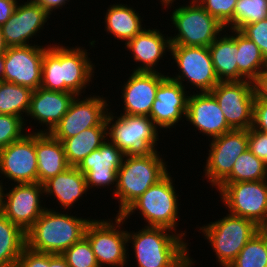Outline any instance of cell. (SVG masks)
I'll return each mask as SVG.
<instances>
[{
    "label": "cell",
    "mask_w": 267,
    "mask_h": 267,
    "mask_svg": "<svg viewBox=\"0 0 267 267\" xmlns=\"http://www.w3.org/2000/svg\"><path fill=\"white\" fill-rule=\"evenodd\" d=\"M18 0H0V26H2L13 14Z\"/></svg>",
    "instance_id": "cell-44"
},
{
    "label": "cell",
    "mask_w": 267,
    "mask_h": 267,
    "mask_svg": "<svg viewBox=\"0 0 267 267\" xmlns=\"http://www.w3.org/2000/svg\"><path fill=\"white\" fill-rule=\"evenodd\" d=\"M160 29L144 28L125 48L131 52L133 60L139 66L134 68L133 72H160L155 69L159 61L167 52H170L171 42L168 35L165 37Z\"/></svg>",
    "instance_id": "cell-23"
},
{
    "label": "cell",
    "mask_w": 267,
    "mask_h": 267,
    "mask_svg": "<svg viewBox=\"0 0 267 267\" xmlns=\"http://www.w3.org/2000/svg\"><path fill=\"white\" fill-rule=\"evenodd\" d=\"M76 95L72 92H57L41 87L33 90L26 117L47 129L37 130L36 133H50L67 113L69 106Z\"/></svg>",
    "instance_id": "cell-22"
},
{
    "label": "cell",
    "mask_w": 267,
    "mask_h": 267,
    "mask_svg": "<svg viewBox=\"0 0 267 267\" xmlns=\"http://www.w3.org/2000/svg\"><path fill=\"white\" fill-rule=\"evenodd\" d=\"M114 115L109 111L106 116L107 137L125 155L157 150L159 128L149 116Z\"/></svg>",
    "instance_id": "cell-7"
},
{
    "label": "cell",
    "mask_w": 267,
    "mask_h": 267,
    "mask_svg": "<svg viewBox=\"0 0 267 267\" xmlns=\"http://www.w3.org/2000/svg\"><path fill=\"white\" fill-rule=\"evenodd\" d=\"M252 128L267 133V101L255 99Z\"/></svg>",
    "instance_id": "cell-43"
},
{
    "label": "cell",
    "mask_w": 267,
    "mask_h": 267,
    "mask_svg": "<svg viewBox=\"0 0 267 267\" xmlns=\"http://www.w3.org/2000/svg\"><path fill=\"white\" fill-rule=\"evenodd\" d=\"M267 18V0H238L233 20L225 27L240 30L244 25L259 22ZM229 27V28H228Z\"/></svg>",
    "instance_id": "cell-35"
},
{
    "label": "cell",
    "mask_w": 267,
    "mask_h": 267,
    "mask_svg": "<svg viewBox=\"0 0 267 267\" xmlns=\"http://www.w3.org/2000/svg\"><path fill=\"white\" fill-rule=\"evenodd\" d=\"M239 31L253 41L267 59V18L259 22L246 24Z\"/></svg>",
    "instance_id": "cell-40"
},
{
    "label": "cell",
    "mask_w": 267,
    "mask_h": 267,
    "mask_svg": "<svg viewBox=\"0 0 267 267\" xmlns=\"http://www.w3.org/2000/svg\"><path fill=\"white\" fill-rule=\"evenodd\" d=\"M7 46L4 42L3 35H2V29L0 26V55H4L6 53Z\"/></svg>",
    "instance_id": "cell-49"
},
{
    "label": "cell",
    "mask_w": 267,
    "mask_h": 267,
    "mask_svg": "<svg viewBox=\"0 0 267 267\" xmlns=\"http://www.w3.org/2000/svg\"><path fill=\"white\" fill-rule=\"evenodd\" d=\"M218 189L228 212L259 225L267 218V179L221 183Z\"/></svg>",
    "instance_id": "cell-10"
},
{
    "label": "cell",
    "mask_w": 267,
    "mask_h": 267,
    "mask_svg": "<svg viewBox=\"0 0 267 267\" xmlns=\"http://www.w3.org/2000/svg\"><path fill=\"white\" fill-rule=\"evenodd\" d=\"M180 5L171 12L172 26L177 34L170 36L171 45L209 47L225 27L211 16L197 0ZM224 30V31H223Z\"/></svg>",
    "instance_id": "cell-6"
},
{
    "label": "cell",
    "mask_w": 267,
    "mask_h": 267,
    "mask_svg": "<svg viewBox=\"0 0 267 267\" xmlns=\"http://www.w3.org/2000/svg\"><path fill=\"white\" fill-rule=\"evenodd\" d=\"M26 247V232L0 212V267H16Z\"/></svg>",
    "instance_id": "cell-31"
},
{
    "label": "cell",
    "mask_w": 267,
    "mask_h": 267,
    "mask_svg": "<svg viewBox=\"0 0 267 267\" xmlns=\"http://www.w3.org/2000/svg\"><path fill=\"white\" fill-rule=\"evenodd\" d=\"M16 267H49V254L24 248Z\"/></svg>",
    "instance_id": "cell-42"
},
{
    "label": "cell",
    "mask_w": 267,
    "mask_h": 267,
    "mask_svg": "<svg viewBox=\"0 0 267 267\" xmlns=\"http://www.w3.org/2000/svg\"><path fill=\"white\" fill-rule=\"evenodd\" d=\"M89 96L83 99L80 95L74 97L67 113L50 132L54 138L63 142L88 128L107 126L106 116L111 110L108 99L92 94Z\"/></svg>",
    "instance_id": "cell-12"
},
{
    "label": "cell",
    "mask_w": 267,
    "mask_h": 267,
    "mask_svg": "<svg viewBox=\"0 0 267 267\" xmlns=\"http://www.w3.org/2000/svg\"><path fill=\"white\" fill-rule=\"evenodd\" d=\"M125 154L109 139L98 149L86 156L77 166L86 178L87 189H98L106 186L116 189L117 172L121 167Z\"/></svg>",
    "instance_id": "cell-18"
},
{
    "label": "cell",
    "mask_w": 267,
    "mask_h": 267,
    "mask_svg": "<svg viewBox=\"0 0 267 267\" xmlns=\"http://www.w3.org/2000/svg\"><path fill=\"white\" fill-rule=\"evenodd\" d=\"M107 126L88 128L62 143L69 166L77 167L81 161L107 140Z\"/></svg>",
    "instance_id": "cell-29"
},
{
    "label": "cell",
    "mask_w": 267,
    "mask_h": 267,
    "mask_svg": "<svg viewBox=\"0 0 267 267\" xmlns=\"http://www.w3.org/2000/svg\"><path fill=\"white\" fill-rule=\"evenodd\" d=\"M114 220L92 219L85 230L84 237L89 241L100 267H124L128 263L127 230L120 227L125 219L116 214Z\"/></svg>",
    "instance_id": "cell-8"
},
{
    "label": "cell",
    "mask_w": 267,
    "mask_h": 267,
    "mask_svg": "<svg viewBox=\"0 0 267 267\" xmlns=\"http://www.w3.org/2000/svg\"><path fill=\"white\" fill-rule=\"evenodd\" d=\"M169 53L179 69L177 75L169 77L185 89L184 82L199 89V93L210 92L220 82L208 47L171 45Z\"/></svg>",
    "instance_id": "cell-9"
},
{
    "label": "cell",
    "mask_w": 267,
    "mask_h": 267,
    "mask_svg": "<svg viewBox=\"0 0 267 267\" xmlns=\"http://www.w3.org/2000/svg\"><path fill=\"white\" fill-rule=\"evenodd\" d=\"M41 88L64 92L63 73V45H53L51 43L44 52L42 60V82Z\"/></svg>",
    "instance_id": "cell-33"
},
{
    "label": "cell",
    "mask_w": 267,
    "mask_h": 267,
    "mask_svg": "<svg viewBox=\"0 0 267 267\" xmlns=\"http://www.w3.org/2000/svg\"><path fill=\"white\" fill-rule=\"evenodd\" d=\"M235 43L238 72L245 80L254 82L267 69V59L259 47L239 30H235Z\"/></svg>",
    "instance_id": "cell-30"
},
{
    "label": "cell",
    "mask_w": 267,
    "mask_h": 267,
    "mask_svg": "<svg viewBox=\"0 0 267 267\" xmlns=\"http://www.w3.org/2000/svg\"><path fill=\"white\" fill-rule=\"evenodd\" d=\"M23 3L17 4L11 17L1 26L7 47L34 45L29 40L45 29V23L51 17L38 3L30 0Z\"/></svg>",
    "instance_id": "cell-17"
},
{
    "label": "cell",
    "mask_w": 267,
    "mask_h": 267,
    "mask_svg": "<svg viewBox=\"0 0 267 267\" xmlns=\"http://www.w3.org/2000/svg\"><path fill=\"white\" fill-rule=\"evenodd\" d=\"M172 232V233H171ZM164 227H146L139 231H127V243L132 244L138 267H192L186 232ZM194 261V262H193Z\"/></svg>",
    "instance_id": "cell-1"
},
{
    "label": "cell",
    "mask_w": 267,
    "mask_h": 267,
    "mask_svg": "<svg viewBox=\"0 0 267 267\" xmlns=\"http://www.w3.org/2000/svg\"><path fill=\"white\" fill-rule=\"evenodd\" d=\"M122 87L123 113L150 116L160 82L167 76L161 72H132Z\"/></svg>",
    "instance_id": "cell-20"
},
{
    "label": "cell",
    "mask_w": 267,
    "mask_h": 267,
    "mask_svg": "<svg viewBox=\"0 0 267 267\" xmlns=\"http://www.w3.org/2000/svg\"><path fill=\"white\" fill-rule=\"evenodd\" d=\"M249 150L267 165V133L248 129Z\"/></svg>",
    "instance_id": "cell-41"
},
{
    "label": "cell",
    "mask_w": 267,
    "mask_h": 267,
    "mask_svg": "<svg viewBox=\"0 0 267 267\" xmlns=\"http://www.w3.org/2000/svg\"><path fill=\"white\" fill-rule=\"evenodd\" d=\"M87 51L83 46H63L64 92L83 96L81 93H85V88L92 82L96 66L90 61Z\"/></svg>",
    "instance_id": "cell-24"
},
{
    "label": "cell",
    "mask_w": 267,
    "mask_h": 267,
    "mask_svg": "<svg viewBox=\"0 0 267 267\" xmlns=\"http://www.w3.org/2000/svg\"><path fill=\"white\" fill-rule=\"evenodd\" d=\"M1 177V176H0ZM3 182L2 179L0 180V212L2 210L3 207V203H4V194H5V190H7V188L3 187ZM5 189V190H4Z\"/></svg>",
    "instance_id": "cell-50"
},
{
    "label": "cell",
    "mask_w": 267,
    "mask_h": 267,
    "mask_svg": "<svg viewBox=\"0 0 267 267\" xmlns=\"http://www.w3.org/2000/svg\"><path fill=\"white\" fill-rule=\"evenodd\" d=\"M11 185L4 194L1 213L26 232L47 208L41 205L44 188L38 182Z\"/></svg>",
    "instance_id": "cell-16"
},
{
    "label": "cell",
    "mask_w": 267,
    "mask_h": 267,
    "mask_svg": "<svg viewBox=\"0 0 267 267\" xmlns=\"http://www.w3.org/2000/svg\"><path fill=\"white\" fill-rule=\"evenodd\" d=\"M104 18L106 33L117 40L125 41V45L145 28L139 13L124 3L109 5Z\"/></svg>",
    "instance_id": "cell-28"
},
{
    "label": "cell",
    "mask_w": 267,
    "mask_h": 267,
    "mask_svg": "<svg viewBox=\"0 0 267 267\" xmlns=\"http://www.w3.org/2000/svg\"><path fill=\"white\" fill-rule=\"evenodd\" d=\"M41 5L49 14L56 9H62L70 0H30Z\"/></svg>",
    "instance_id": "cell-46"
},
{
    "label": "cell",
    "mask_w": 267,
    "mask_h": 267,
    "mask_svg": "<svg viewBox=\"0 0 267 267\" xmlns=\"http://www.w3.org/2000/svg\"><path fill=\"white\" fill-rule=\"evenodd\" d=\"M189 94L186 121L202 135L219 137L233 130L227 123L215 97L210 92Z\"/></svg>",
    "instance_id": "cell-21"
},
{
    "label": "cell",
    "mask_w": 267,
    "mask_h": 267,
    "mask_svg": "<svg viewBox=\"0 0 267 267\" xmlns=\"http://www.w3.org/2000/svg\"><path fill=\"white\" fill-rule=\"evenodd\" d=\"M49 267H70L61 254H49Z\"/></svg>",
    "instance_id": "cell-47"
},
{
    "label": "cell",
    "mask_w": 267,
    "mask_h": 267,
    "mask_svg": "<svg viewBox=\"0 0 267 267\" xmlns=\"http://www.w3.org/2000/svg\"><path fill=\"white\" fill-rule=\"evenodd\" d=\"M36 156L41 185L69 167L63 143L50 133H36Z\"/></svg>",
    "instance_id": "cell-26"
},
{
    "label": "cell",
    "mask_w": 267,
    "mask_h": 267,
    "mask_svg": "<svg viewBox=\"0 0 267 267\" xmlns=\"http://www.w3.org/2000/svg\"><path fill=\"white\" fill-rule=\"evenodd\" d=\"M253 83L255 99L267 101V69Z\"/></svg>",
    "instance_id": "cell-45"
},
{
    "label": "cell",
    "mask_w": 267,
    "mask_h": 267,
    "mask_svg": "<svg viewBox=\"0 0 267 267\" xmlns=\"http://www.w3.org/2000/svg\"><path fill=\"white\" fill-rule=\"evenodd\" d=\"M265 179H267V165L247 149L236 159L231 174L222 183Z\"/></svg>",
    "instance_id": "cell-34"
},
{
    "label": "cell",
    "mask_w": 267,
    "mask_h": 267,
    "mask_svg": "<svg viewBox=\"0 0 267 267\" xmlns=\"http://www.w3.org/2000/svg\"><path fill=\"white\" fill-rule=\"evenodd\" d=\"M61 255L70 267H100L91 245L85 237L74 243Z\"/></svg>",
    "instance_id": "cell-37"
},
{
    "label": "cell",
    "mask_w": 267,
    "mask_h": 267,
    "mask_svg": "<svg viewBox=\"0 0 267 267\" xmlns=\"http://www.w3.org/2000/svg\"><path fill=\"white\" fill-rule=\"evenodd\" d=\"M174 1H176V0H161L160 2H161V4H162V6L164 7V8H168L169 9V6L171 7V6H173V5H171Z\"/></svg>",
    "instance_id": "cell-52"
},
{
    "label": "cell",
    "mask_w": 267,
    "mask_h": 267,
    "mask_svg": "<svg viewBox=\"0 0 267 267\" xmlns=\"http://www.w3.org/2000/svg\"><path fill=\"white\" fill-rule=\"evenodd\" d=\"M32 92L29 87L1 80L0 114L19 116L27 121L24 115H27Z\"/></svg>",
    "instance_id": "cell-32"
},
{
    "label": "cell",
    "mask_w": 267,
    "mask_h": 267,
    "mask_svg": "<svg viewBox=\"0 0 267 267\" xmlns=\"http://www.w3.org/2000/svg\"><path fill=\"white\" fill-rule=\"evenodd\" d=\"M170 174L169 172L158 183L150 186L121 216L127 220L135 211H140L146 227H164L178 233L176 229L179 224L180 199Z\"/></svg>",
    "instance_id": "cell-4"
},
{
    "label": "cell",
    "mask_w": 267,
    "mask_h": 267,
    "mask_svg": "<svg viewBox=\"0 0 267 267\" xmlns=\"http://www.w3.org/2000/svg\"><path fill=\"white\" fill-rule=\"evenodd\" d=\"M237 1L238 0H197V2L224 27L233 20Z\"/></svg>",
    "instance_id": "cell-39"
},
{
    "label": "cell",
    "mask_w": 267,
    "mask_h": 267,
    "mask_svg": "<svg viewBox=\"0 0 267 267\" xmlns=\"http://www.w3.org/2000/svg\"><path fill=\"white\" fill-rule=\"evenodd\" d=\"M49 45L7 47L2 81L36 90L42 82V60Z\"/></svg>",
    "instance_id": "cell-14"
},
{
    "label": "cell",
    "mask_w": 267,
    "mask_h": 267,
    "mask_svg": "<svg viewBox=\"0 0 267 267\" xmlns=\"http://www.w3.org/2000/svg\"><path fill=\"white\" fill-rule=\"evenodd\" d=\"M227 267H267V244L256 233Z\"/></svg>",
    "instance_id": "cell-36"
},
{
    "label": "cell",
    "mask_w": 267,
    "mask_h": 267,
    "mask_svg": "<svg viewBox=\"0 0 267 267\" xmlns=\"http://www.w3.org/2000/svg\"><path fill=\"white\" fill-rule=\"evenodd\" d=\"M0 173L14 184L38 182L36 132L0 150Z\"/></svg>",
    "instance_id": "cell-15"
},
{
    "label": "cell",
    "mask_w": 267,
    "mask_h": 267,
    "mask_svg": "<svg viewBox=\"0 0 267 267\" xmlns=\"http://www.w3.org/2000/svg\"><path fill=\"white\" fill-rule=\"evenodd\" d=\"M3 72H4V55H0V81L3 78Z\"/></svg>",
    "instance_id": "cell-51"
},
{
    "label": "cell",
    "mask_w": 267,
    "mask_h": 267,
    "mask_svg": "<svg viewBox=\"0 0 267 267\" xmlns=\"http://www.w3.org/2000/svg\"><path fill=\"white\" fill-rule=\"evenodd\" d=\"M198 228L212 246L221 267H227L258 233V225L254 221L229 212L223 218Z\"/></svg>",
    "instance_id": "cell-5"
},
{
    "label": "cell",
    "mask_w": 267,
    "mask_h": 267,
    "mask_svg": "<svg viewBox=\"0 0 267 267\" xmlns=\"http://www.w3.org/2000/svg\"><path fill=\"white\" fill-rule=\"evenodd\" d=\"M189 91L167 75L159 84L153 102L150 119L159 129L174 128L186 117Z\"/></svg>",
    "instance_id": "cell-19"
},
{
    "label": "cell",
    "mask_w": 267,
    "mask_h": 267,
    "mask_svg": "<svg viewBox=\"0 0 267 267\" xmlns=\"http://www.w3.org/2000/svg\"><path fill=\"white\" fill-rule=\"evenodd\" d=\"M231 35L222 33L208 47L216 76L220 82L245 80L238 72L237 44L235 43V30Z\"/></svg>",
    "instance_id": "cell-27"
},
{
    "label": "cell",
    "mask_w": 267,
    "mask_h": 267,
    "mask_svg": "<svg viewBox=\"0 0 267 267\" xmlns=\"http://www.w3.org/2000/svg\"><path fill=\"white\" fill-rule=\"evenodd\" d=\"M258 233L264 238L267 244V218L258 225Z\"/></svg>",
    "instance_id": "cell-48"
},
{
    "label": "cell",
    "mask_w": 267,
    "mask_h": 267,
    "mask_svg": "<svg viewBox=\"0 0 267 267\" xmlns=\"http://www.w3.org/2000/svg\"><path fill=\"white\" fill-rule=\"evenodd\" d=\"M210 93L215 97L233 130H248L253 123L254 83L248 80L219 82Z\"/></svg>",
    "instance_id": "cell-11"
},
{
    "label": "cell",
    "mask_w": 267,
    "mask_h": 267,
    "mask_svg": "<svg viewBox=\"0 0 267 267\" xmlns=\"http://www.w3.org/2000/svg\"><path fill=\"white\" fill-rule=\"evenodd\" d=\"M209 142L203 175L217 188L231 174L236 159L249 149L248 130H231Z\"/></svg>",
    "instance_id": "cell-13"
},
{
    "label": "cell",
    "mask_w": 267,
    "mask_h": 267,
    "mask_svg": "<svg viewBox=\"0 0 267 267\" xmlns=\"http://www.w3.org/2000/svg\"><path fill=\"white\" fill-rule=\"evenodd\" d=\"M161 156L157 150L125 155L117 172L116 189L113 188L112 192L113 197L118 199L117 215H122L150 186L169 173L166 165L168 162Z\"/></svg>",
    "instance_id": "cell-3"
},
{
    "label": "cell",
    "mask_w": 267,
    "mask_h": 267,
    "mask_svg": "<svg viewBox=\"0 0 267 267\" xmlns=\"http://www.w3.org/2000/svg\"><path fill=\"white\" fill-rule=\"evenodd\" d=\"M64 211L46 208L36 222L26 231V246L31 250L48 254H62L85 236L92 220Z\"/></svg>",
    "instance_id": "cell-2"
},
{
    "label": "cell",
    "mask_w": 267,
    "mask_h": 267,
    "mask_svg": "<svg viewBox=\"0 0 267 267\" xmlns=\"http://www.w3.org/2000/svg\"><path fill=\"white\" fill-rule=\"evenodd\" d=\"M24 120L19 116L0 114V150L20 140L27 132Z\"/></svg>",
    "instance_id": "cell-38"
},
{
    "label": "cell",
    "mask_w": 267,
    "mask_h": 267,
    "mask_svg": "<svg viewBox=\"0 0 267 267\" xmlns=\"http://www.w3.org/2000/svg\"><path fill=\"white\" fill-rule=\"evenodd\" d=\"M43 188L45 196H54V200L56 198L59 206L61 205L62 209L68 211L72 207L74 208L73 205L88 192L85 175L73 166H69L62 173L47 180L43 184Z\"/></svg>",
    "instance_id": "cell-25"
}]
</instances>
